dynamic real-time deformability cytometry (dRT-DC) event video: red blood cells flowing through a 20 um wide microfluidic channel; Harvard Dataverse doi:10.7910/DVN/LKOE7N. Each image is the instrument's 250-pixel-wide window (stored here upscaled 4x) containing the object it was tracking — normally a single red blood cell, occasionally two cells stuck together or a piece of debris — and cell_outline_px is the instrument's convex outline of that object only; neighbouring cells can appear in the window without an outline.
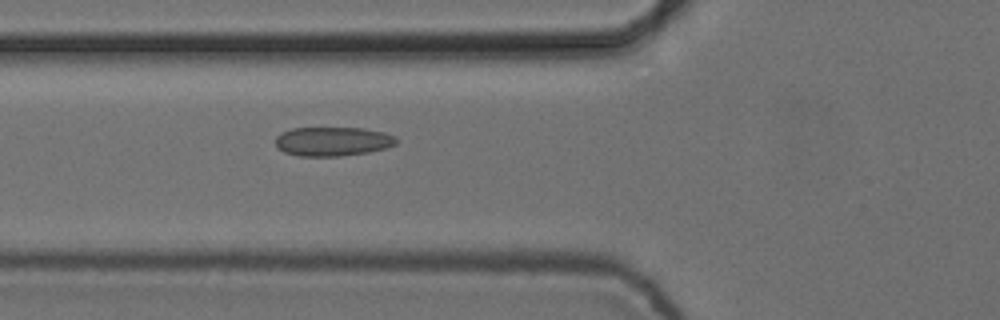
{"species": "common noctule bat (a hibernating species)", "species_latin": "Nyctalus noctula", "temperature_condition": "cold", "stored_images_in_passage": 5, "camera_frame_rate_fps": 3000, "um_per_image_px": 0.085, "animal": {"sex": "female", "body_mass_g": 24.6, "forearm_length_mm": 56.2}, "frame": {"image": 1, "passage_image": 5, "time_ms": 1.333, "image_size_px": [1000, 320], "cell_outline_px": [[396, 144], [384, 148], [368, 152], [340, 156], [300, 156], [284, 152], [276, 148], [276, 136], [280, 132], [292, 128], [364, 128], [384, 132], [396, 136]], "centroid_in_image_um": [28.25, 12.01], "position_along_channel_um": 97.6, "area_um2": 20.58}}